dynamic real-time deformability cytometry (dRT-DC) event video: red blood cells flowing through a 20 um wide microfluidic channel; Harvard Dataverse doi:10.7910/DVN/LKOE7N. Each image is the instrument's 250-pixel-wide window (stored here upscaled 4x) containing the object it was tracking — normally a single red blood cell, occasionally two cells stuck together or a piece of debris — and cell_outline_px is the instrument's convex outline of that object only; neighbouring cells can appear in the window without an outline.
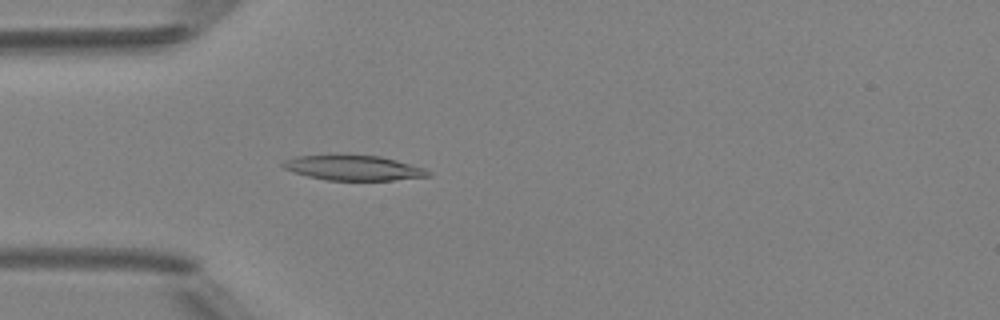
{"species": "Egyptian fruit bat (a non-hibernating species)", "species_latin": "Rousettus aegyptiacus", "temperature_condition": "room temperature", "stored_images_in_passage": 4, "camera_frame_rate_fps": 3000, "um_per_image_px": 0.085, "animal": {"sex": "female"}, "frame": {"image": 1, "passage_image": 4, "time_ms": 3.667, "image_size_px": [1000, 320], "cell_outline_px": [[432, 176], [392, 180], [328, 180], [308, 176], [284, 168], [280, 164], [284, 160], [296, 156], [380, 156], [396, 160], [424, 168], [432, 172]], "centroid_in_image_um": [30.09, 14.28], "position_along_channel_um": 54.9, "area_um2": 20.69}}